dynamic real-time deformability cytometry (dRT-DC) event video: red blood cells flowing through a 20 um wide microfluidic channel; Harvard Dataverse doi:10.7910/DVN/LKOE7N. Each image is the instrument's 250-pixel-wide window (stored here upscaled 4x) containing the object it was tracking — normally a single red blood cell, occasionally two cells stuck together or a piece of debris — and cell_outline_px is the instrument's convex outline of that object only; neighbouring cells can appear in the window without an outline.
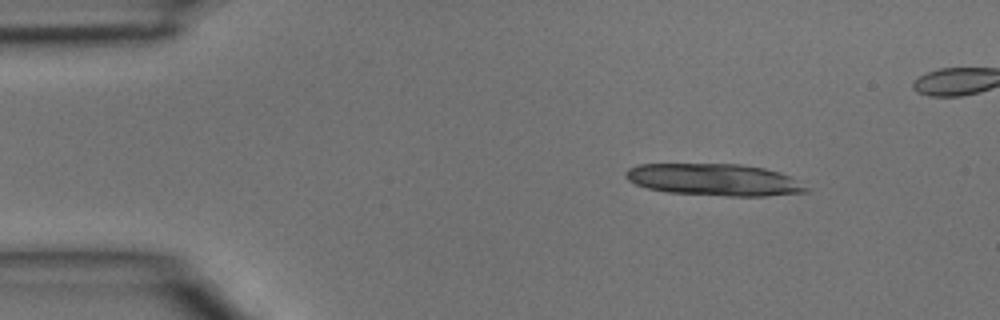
{"species": "common noctule bat (a hibernating species)", "species_latin": "Nyctalus noctula", "temperature_condition": "room temperature", "stored_images_in_passage": 4, "camera_frame_rate_fps": 3000, "um_per_image_px": 0.085, "animal": {"sex": "male", "body_mass_g": 15.6}, "frame": {"image": 1, "passage_image": 1, "time_ms": 0.0, "image_size_px": [1000, 320], "cell_outline_px": [[808, 192], [764, 196], [728, 196], [668, 192], [648, 188], [636, 184], [628, 180], [624, 176], [624, 172], [628, 168], [636, 164], [740, 164], [764, 168], [780, 172], [788, 176], [808, 188]], "centroid_in_image_um": [60.66, 15.27], "position_along_channel_um": 24.3, "area_um2": 33.47}}